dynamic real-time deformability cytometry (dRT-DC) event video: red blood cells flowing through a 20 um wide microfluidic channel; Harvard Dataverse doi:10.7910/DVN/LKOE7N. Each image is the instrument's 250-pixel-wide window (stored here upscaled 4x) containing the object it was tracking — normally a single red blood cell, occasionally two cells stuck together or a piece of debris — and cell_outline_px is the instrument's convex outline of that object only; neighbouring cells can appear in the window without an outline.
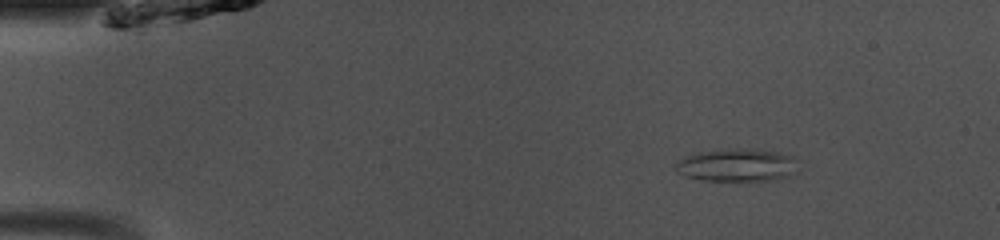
{"species": "common noctule bat (a hibernating species)", "species_latin": "Nyctalus noctula", "temperature_condition": "room temperature", "stored_images_in_passage": 43, "camera_frame_rate_fps": 3000, "um_per_image_px": 0.085, "animal": {"sex": "male", "body_mass_g": 13.0, "forearm_length_mm": 53.1}, "frame": {"image": 1, "passage_image": 1, "time_ms": 0.0, "image_size_px": [1000, 240], "cell_outline_px": [[796, 172], [788, 176], [776, 180], [700, 180], [684, 176], [676, 172], [672, 168], [680, 160], [688, 156], [700, 152], [728, 148], [744, 148], [780, 152], [792, 156], [796, 160]], "centroid_in_image_um": [62.64, 14.03], "position_along_channel_um": 22.4, "area_um2": 23.52}}
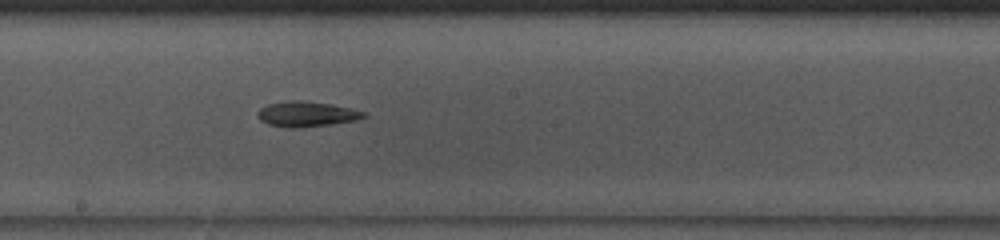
{"frame": {"image": 2, "passage_image": 21, "time_ms": 6.667, "image_size_px": [1000, 240], "cell_outline_px": [[368, 116], [356, 120], [300, 128], [292, 128], [268, 124], [260, 120], [256, 112], [260, 108], [268, 104], [288, 100], [300, 100], [332, 104], [364, 112]], "centroid_in_image_um": [26.02, 9.69], "position_along_channel_um": 222.2, "area_um2": 15.49}}
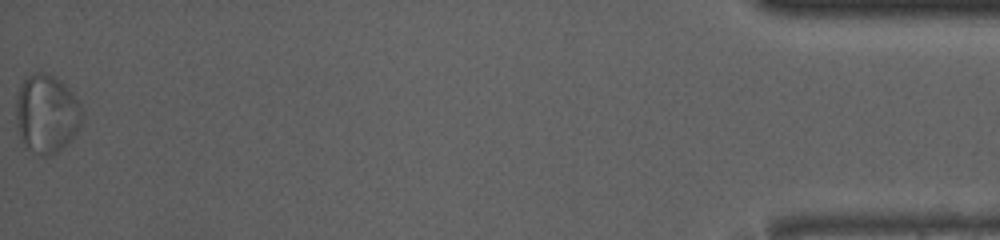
{"frame": {"image": 3, "passage_image": 43, "time_ms": 14.0, "image_size_px": [1000, 240], "cell_outline_px": [[84, 120], [80, 128], [64, 148], [48, 156], [40, 156], [28, 148], [24, 144], [20, 136], [16, 124], [16, 100], [20, 84], [32, 72], [44, 72], [56, 76], [72, 92], [80, 104], [84, 112]], "centroid_in_image_um": [3.99, 9.67], "position_along_channel_um": 431.2, "area_um2": 30.75}, "authors_computed_cell_mechanics": {"area_um2": 17.2822, "velocity_mm_per_s": 4.0793, "shape_relaxation_time_tau1_ms": null, "shape_relaxation_time_tau2_ms": 2.7958, "deformation_change_tau1": null, "deformation_change_tau2": 0.1087}}